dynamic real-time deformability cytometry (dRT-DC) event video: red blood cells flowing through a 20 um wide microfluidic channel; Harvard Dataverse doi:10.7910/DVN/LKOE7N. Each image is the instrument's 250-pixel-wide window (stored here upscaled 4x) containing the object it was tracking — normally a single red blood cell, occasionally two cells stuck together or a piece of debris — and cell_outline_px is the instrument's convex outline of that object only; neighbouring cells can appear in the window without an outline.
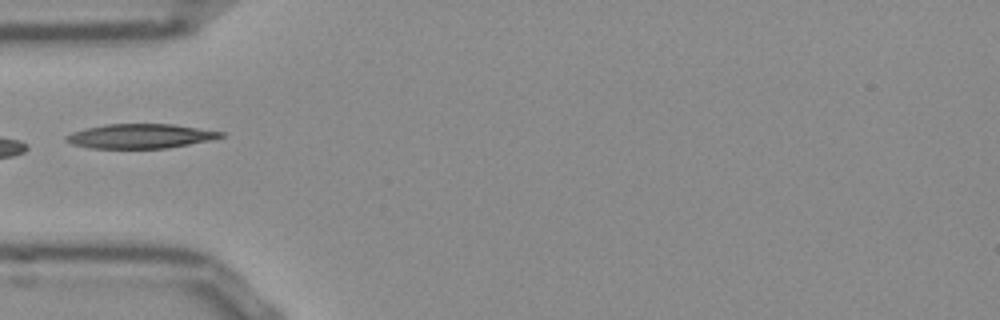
{"species": "Egyptian fruit bat (a non-hibernating species)", "species_latin": "Rousettus aegyptiacus", "temperature_condition": "room temperature", "stored_images_in_passage": 22, "camera_frame_rate_fps": 3000, "um_per_image_px": 0.085, "frame": {"image": 1, "passage_image": 1, "time_ms": 0.0, "image_size_px": [1000, 320], "cell_outline_px": [[224, 136], [212, 140], [168, 148], [92, 148], [72, 144], [64, 140], [64, 136], [72, 132], [84, 128], [104, 124], [172, 124], [224, 132]], "centroid_in_image_um": [11.91, 11.57], "position_along_channel_um": 73.1, "area_um2": 22.08}}